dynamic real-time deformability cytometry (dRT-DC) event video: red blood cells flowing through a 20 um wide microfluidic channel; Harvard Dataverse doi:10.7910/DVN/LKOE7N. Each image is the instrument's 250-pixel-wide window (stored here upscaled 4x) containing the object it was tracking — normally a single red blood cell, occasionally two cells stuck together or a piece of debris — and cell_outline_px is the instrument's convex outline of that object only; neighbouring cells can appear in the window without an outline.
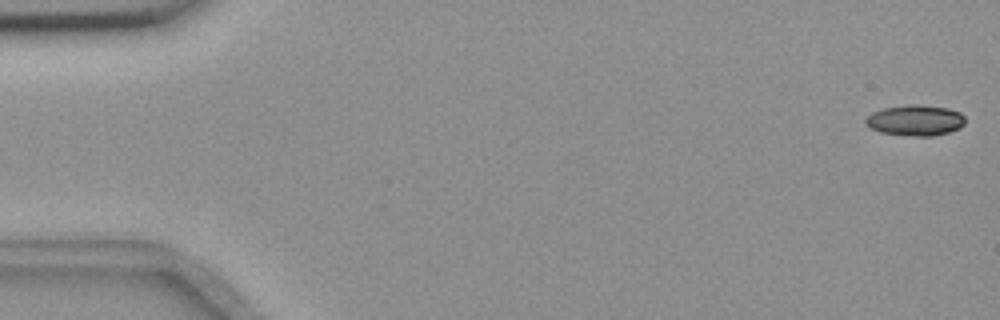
{"species": "common noctule bat (a hibernating species)", "species_latin": "Nyctalus noctula", "temperature_condition": "room temperature", "stored_images_in_passage": 14, "camera_frame_rate_fps": 3000, "um_per_image_px": 0.085, "animal": {"sex": "female", "body_mass_g": 18.4}, "frame": {"image": 1, "passage_image": 1, "time_ms": 0.0, "image_size_px": [1000, 320], "cell_outline_px": [[964, 124], [960, 128], [948, 132], [932, 136], [916, 136], [880, 132], [872, 128], [864, 120], [872, 112], [884, 108], [912, 104], [916, 104], [948, 108], [960, 112], [964, 116]], "centroid_in_image_um": [77.83, 10.22], "position_along_channel_um": 7.2, "area_um2": 17.63}}